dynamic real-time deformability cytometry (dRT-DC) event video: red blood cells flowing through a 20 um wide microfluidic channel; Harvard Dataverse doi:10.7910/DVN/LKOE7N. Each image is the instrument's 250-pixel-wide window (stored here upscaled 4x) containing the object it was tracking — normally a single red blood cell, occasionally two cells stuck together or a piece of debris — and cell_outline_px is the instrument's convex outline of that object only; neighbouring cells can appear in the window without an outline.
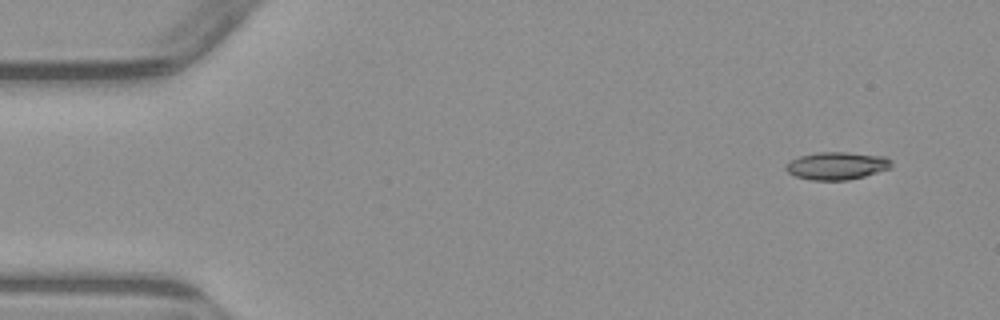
{"species": "common noctule bat (a hibernating species)", "species_latin": "Nyctalus noctula", "temperature_condition": "warm", "stored_images_in_passage": 4, "camera_frame_rate_fps": 3000, "um_per_image_px": 0.085, "animal": {"sex": "male", "body_mass_g": 23.1, "forearm_length_mm": 52.7}, "frame": {"image": 1, "passage_image": 1, "time_ms": 0.0, "image_size_px": [1000, 320], "cell_outline_px": [[892, 168], [864, 176], [848, 180], [812, 180], [796, 176], [788, 172], [784, 168], [784, 164], [800, 156], [816, 152], [844, 152], [888, 156], [892, 160]], "centroid_in_image_um": [71.16, 14.08], "position_along_channel_um": 13.8, "area_um2": 17.17}}
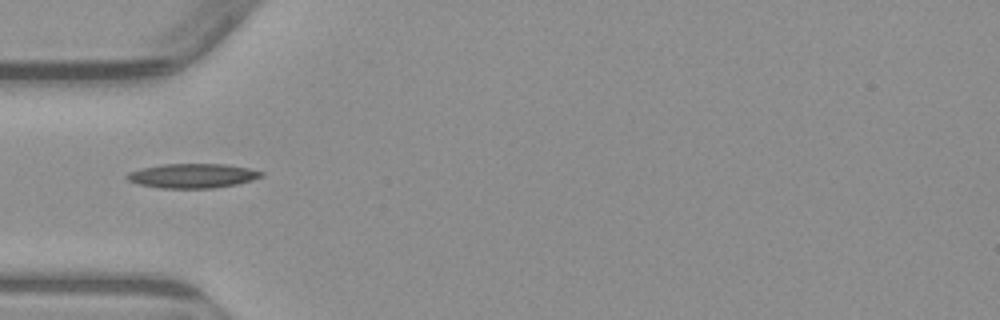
{"frame": {"image": 2, "passage_image": 4, "time_ms": 4.333, "image_size_px": [1000, 320], "cell_outline_px": [[264, 176], [252, 180], [236, 184], [212, 188], [160, 188], [140, 184], [128, 180], [124, 176], [128, 172], [140, 168], [164, 164], [224, 164], [248, 168], [264, 172]], "centroid_in_image_um": [16.35, 14.94], "position_along_channel_um": 68.6, "area_um2": 19.07}}